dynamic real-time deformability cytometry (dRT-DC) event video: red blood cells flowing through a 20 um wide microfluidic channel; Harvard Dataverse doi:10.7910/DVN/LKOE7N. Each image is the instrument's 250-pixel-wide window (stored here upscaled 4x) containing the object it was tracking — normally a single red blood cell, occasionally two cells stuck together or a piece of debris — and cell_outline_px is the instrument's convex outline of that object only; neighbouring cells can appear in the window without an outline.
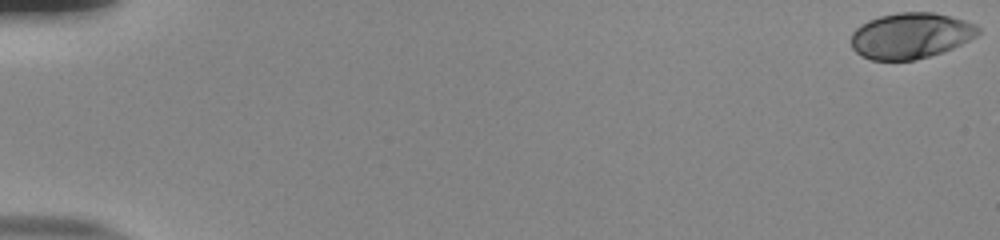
{"species": "human", "species_latin": "Homo sapiens", "temperature_condition": "room temperature", "stored_images_in_passage": 55, "camera_frame_rate_fps": 3000, "um_per_image_px": 0.085, "donor": {"sex": "male"}, "frame": {"image": 1, "passage_image": 1, "time_ms": 0.0, "image_size_px": [1000, 240], "cell_outline_px": [[980, 32], [976, 36], [952, 48], [916, 60], [872, 60], [860, 56], [852, 48], [852, 32], [856, 28], [868, 20], [880, 16], [900, 12], [932, 12], [964, 20], [976, 24], [980, 28]], "centroid_in_image_um": [77.39, 3.03], "position_along_channel_um": 7.6, "area_um2": 33.76}}
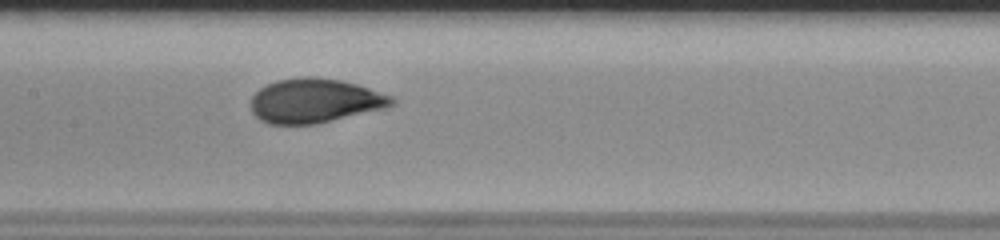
{"frame": {"image": 2, "passage_image": 29, "time_ms": 9.333, "image_size_px": [1000, 240], "cell_outline_px": [[396, 104], [388, 108], [316, 124], [268, 124], [260, 120], [252, 112], [252, 96], [260, 88], [276, 80], [300, 76], [312, 76], [340, 80], [356, 84], [392, 96], [396, 100]], "centroid_in_image_um": [26.79, 8.56], "position_along_channel_um": 180.6, "area_um2": 36.59}}
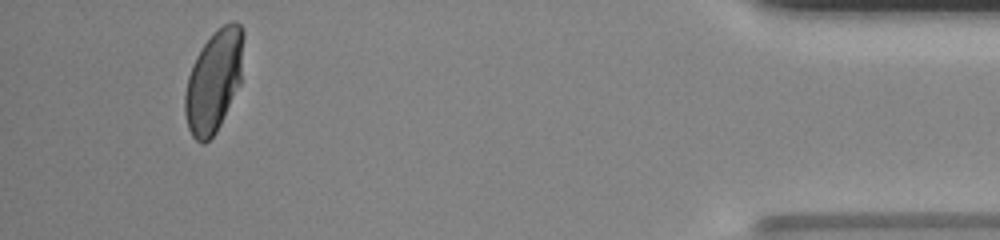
{"frame": {"image": 3, "passage_image": 52, "time_ms": 17.0, "image_size_px": [1000, 240], "cell_outline_px": [[244, 36], [240, 84], [216, 132], [204, 144], [200, 144], [192, 136], [188, 128], [184, 112], [184, 96], [188, 76], [192, 64], [196, 56], [204, 44], [216, 28], [232, 20], [236, 20], [240, 24], [244, 32]], "centroid_in_image_um": [18.17, 6.86], "position_along_channel_um": 417.0, "area_um2": 34.91}, "authors_computed_cell_mechanics": {"area_um2": 35.836, "velocity_mm_per_s": 3.8451, "shape_relaxation_time_tau1_ms": 4.4802, "shape_relaxation_time_tau2_ms": null, "deformation_change_tau1": 0.1792, "deformation_change_tau2": null}}